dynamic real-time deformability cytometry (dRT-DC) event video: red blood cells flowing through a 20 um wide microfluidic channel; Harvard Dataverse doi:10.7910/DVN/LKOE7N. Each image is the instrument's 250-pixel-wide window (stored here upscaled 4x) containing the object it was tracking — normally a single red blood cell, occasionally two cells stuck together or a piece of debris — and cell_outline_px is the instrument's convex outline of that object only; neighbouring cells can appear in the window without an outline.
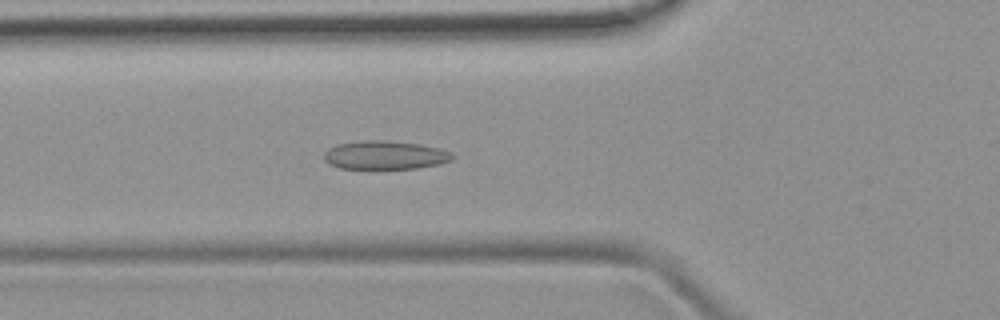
{"species": "common noctule bat (a hibernating species)", "species_latin": "Nyctalus noctula", "temperature_condition": "room temperature", "stored_images_in_passage": 38, "camera_frame_rate_fps": 3000, "um_per_image_px": 0.085, "animal": {"sex": "female", "body_mass_g": 19.9}, "frame": {"image": 1, "passage_image": 5, "time_ms": 1.333, "image_size_px": [1000, 320], "cell_outline_px": [[456, 156], [452, 160], [440, 164], [416, 168], [340, 168], [328, 164], [324, 160], [324, 152], [328, 148], [336, 144], [368, 140], [384, 140], [420, 144], [440, 148]], "centroid_in_image_um": [32.71, 13.18], "position_along_channel_um": 93.1, "area_um2": 21.33}}
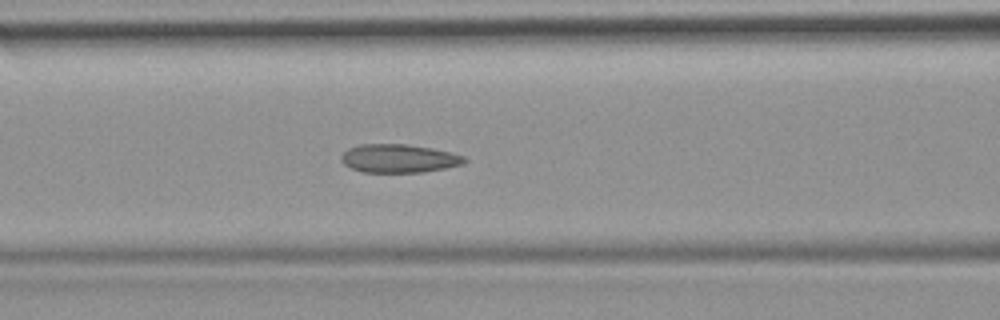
{"frame": {"image": 2, "passage_image": 8, "time_ms": 2.333, "image_size_px": [1000, 320], "cell_outline_px": [[468, 160], [464, 164], [424, 172], [364, 172], [352, 168], [344, 164], [340, 160], [340, 156], [348, 148], [360, 144], [408, 144], [432, 148], [452, 152], [464, 156]], "centroid_in_image_um": [33.92, 13.46], "position_along_channel_um": 132.7, "area_um2": 20.52}}
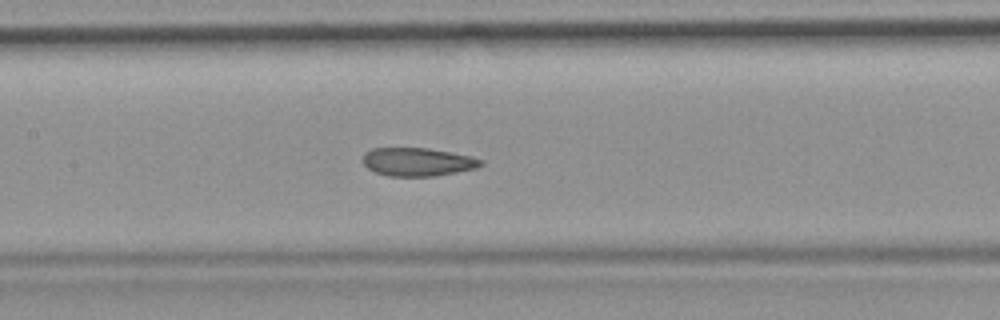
{"frame": {"image": 3, "passage_image": 11, "time_ms": 3.333, "image_size_px": [1000, 320], "cell_outline_px": [[484, 164], [476, 168], [456, 172], [432, 176], [388, 176], [376, 172], [368, 168], [360, 160], [364, 152], [372, 148], [428, 148], [472, 156], [484, 160]], "centroid_in_image_um": [35.48, 13.75], "position_along_channel_um": 171.9, "area_um2": 19.59}, "authors_computed_cell_mechanics": {"area_um2": 20.3167, "velocity_mm_per_s": 3.9329, "shape_relaxation_time_tau1_ms": null, "shape_relaxation_time_tau2_ms": 1.8689, "deformation_change_tau1": null, "deformation_change_tau2": 0.0842}}